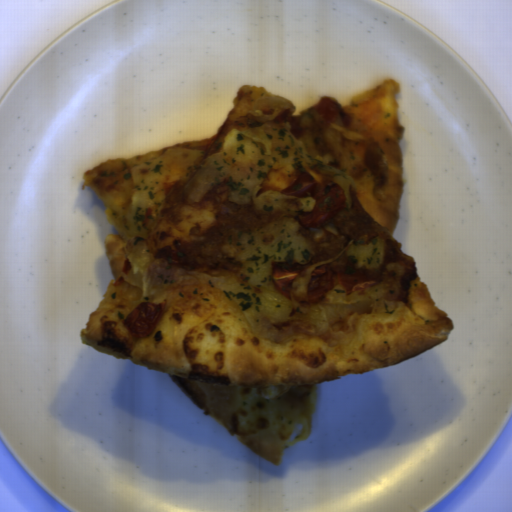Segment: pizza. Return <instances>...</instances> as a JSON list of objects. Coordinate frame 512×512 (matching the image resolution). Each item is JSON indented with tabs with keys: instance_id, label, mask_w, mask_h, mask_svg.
I'll return each mask as SVG.
<instances>
[{
	"instance_id": "pizza-1",
	"label": "pizza",
	"mask_w": 512,
	"mask_h": 512,
	"mask_svg": "<svg viewBox=\"0 0 512 512\" xmlns=\"http://www.w3.org/2000/svg\"><path fill=\"white\" fill-rule=\"evenodd\" d=\"M399 83L385 79L342 107L350 127L291 134L297 106L262 87L244 85L214 136L172 144L129 158L108 159L84 172L117 229L105 245L113 279L80 338L84 345L123 361L168 374L187 398L233 438L271 462L306 442L312 433L317 384L381 369L444 342L455 330L449 312L437 306L423 285L414 257L394 238L400 217L404 170L398 116ZM266 143L277 160L259 193L283 194L304 172L350 190L380 224L385 247L379 268H355L346 249L353 244L333 219L304 229L298 215L269 213L271 221L293 218L314 247L313 258L292 285L289 319H265L250 327L230 295L210 284L213 276L173 267L178 248L205 239L228 198L219 182L199 202L183 189L206 157L219 152L232 130ZM202 151L193 173L169 190L146 237L131 235L127 214L135 192L131 169L164 151ZM325 265L333 290L310 303L312 271ZM363 271L374 286L348 296L339 273ZM161 304L162 316L145 338L130 337L122 325L142 302Z\"/></svg>"
}]
</instances>
